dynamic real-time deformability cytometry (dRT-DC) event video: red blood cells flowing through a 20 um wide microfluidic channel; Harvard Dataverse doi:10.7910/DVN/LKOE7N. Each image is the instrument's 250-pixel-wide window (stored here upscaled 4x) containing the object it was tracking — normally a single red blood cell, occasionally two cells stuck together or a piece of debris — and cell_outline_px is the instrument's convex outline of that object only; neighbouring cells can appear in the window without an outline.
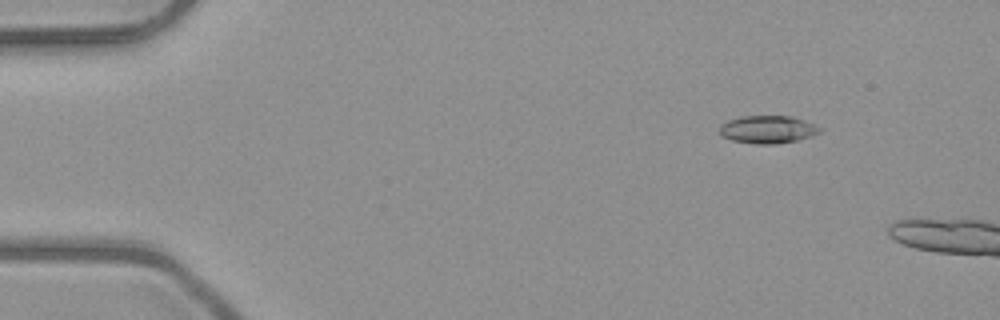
{"species": "common noctule bat (a hibernating species)", "species_latin": "Nyctalus noctula", "temperature_condition": "room temperature", "stored_images_in_passage": 9, "camera_frame_rate_fps": 3000, "um_per_image_px": 0.085, "animal": {"sex": "male", "body_mass_g": 23.1, "forearm_length_mm": 52.7}, "frame": {"image": 1, "passage_image": 6, "time_ms": 1.667, "image_size_px": [1000, 320], "cell_outline_px": [[820, 132], [812, 136], [796, 140], [776, 144], [756, 144], [732, 140], [720, 136], [720, 124], [728, 120], [740, 116], [792, 116], [804, 120], [820, 128]], "centroid_in_image_um": [65.21, 11.0], "position_along_channel_um": 19.8, "area_um2": 16.18}}